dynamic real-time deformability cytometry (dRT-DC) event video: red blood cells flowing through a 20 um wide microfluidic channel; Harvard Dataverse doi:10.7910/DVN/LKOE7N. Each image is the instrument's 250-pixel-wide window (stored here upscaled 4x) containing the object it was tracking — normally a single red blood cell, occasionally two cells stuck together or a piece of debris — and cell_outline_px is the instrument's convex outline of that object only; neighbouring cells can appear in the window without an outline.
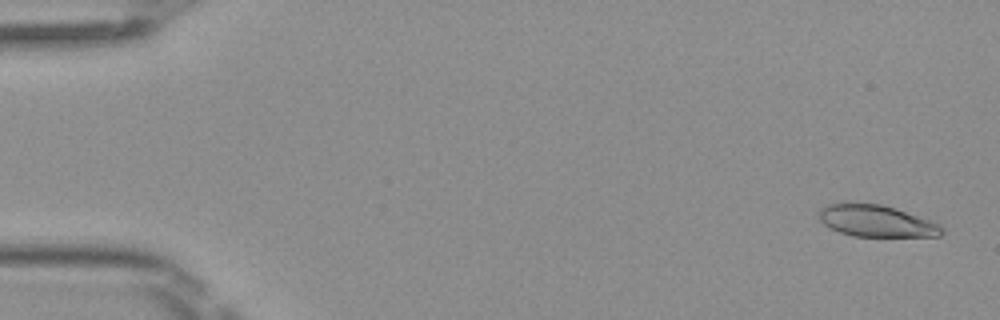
{"species": "Egyptian fruit bat (a non-hibernating species)", "species_latin": "Rousettus aegyptiacus", "temperature_condition": "room temperature", "stored_images_in_passage": 50, "camera_frame_rate_fps": 3000, "um_per_image_px": 0.085, "frame": {"image": 1, "passage_image": 2, "time_ms": 0.333, "image_size_px": [1000, 320], "cell_outline_px": [[944, 232], [940, 236], [852, 236], [840, 232], [824, 224], [820, 220], [820, 208], [828, 204], [880, 204], [896, 208], [940, 224], [944, 228]], "centroid_in_image_um": [74.53, 18.8], "position_along_channel_um": 10.5, "area_um2": 22.31}}
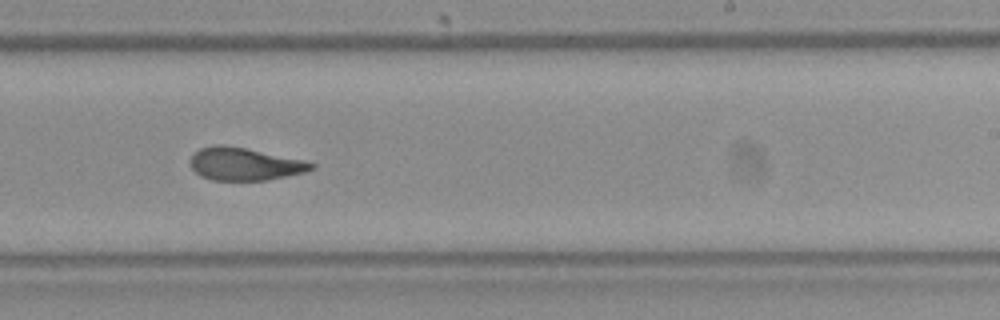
{"frame": {"image": 2, "passage_image": 31, "time_ms": 10.0, "image_size_px": [1000, 320], "cell_outline_px": [[316, 168], [304, 172], [268, 180], [212, 180], [200, 176], [192, 168], [188, 160], [192, 152], [200, 148], [212, 144], [224, 144], [304, 160], [316, 164]], "centroid_in_image_um": [20.73, 13.93], "position_along_channel_um": 268.3, "area_um2": 23.24}}
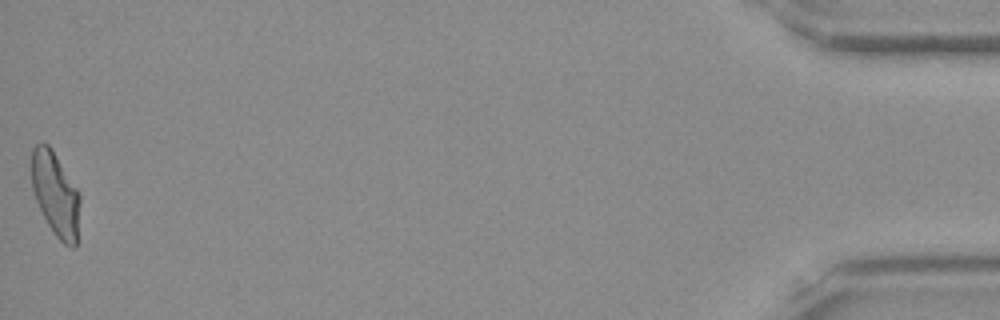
{"frame": {"image": 3, "passage_image": 50, "time_ms": 16.333, "image_size_px": [1000, 320], "cell_outline_px": [[80, 200], [76, 248], [72, 248], [64, 244], [52, 232], [36, 200], [32, 188], [32, 148], [36, 144], [44, 140], [52, 148], [80, 192]], "centroid_in_image_um": [4.73, 16.47], "position_along_channel_um": 430.5, "area_um2": 23.93}, "authors_computed_cell_mechanics": {"area_um2": 23.698, "velocity_mm_per_s": 4.0742, "shape_relaxation_time_tau1_ms": 4.6675, "shape_relaxation_time_tau2_ms": 1.7946, "deformation_change_tau1": 0.1685, "deformation_change_tau2": 0.0891}}